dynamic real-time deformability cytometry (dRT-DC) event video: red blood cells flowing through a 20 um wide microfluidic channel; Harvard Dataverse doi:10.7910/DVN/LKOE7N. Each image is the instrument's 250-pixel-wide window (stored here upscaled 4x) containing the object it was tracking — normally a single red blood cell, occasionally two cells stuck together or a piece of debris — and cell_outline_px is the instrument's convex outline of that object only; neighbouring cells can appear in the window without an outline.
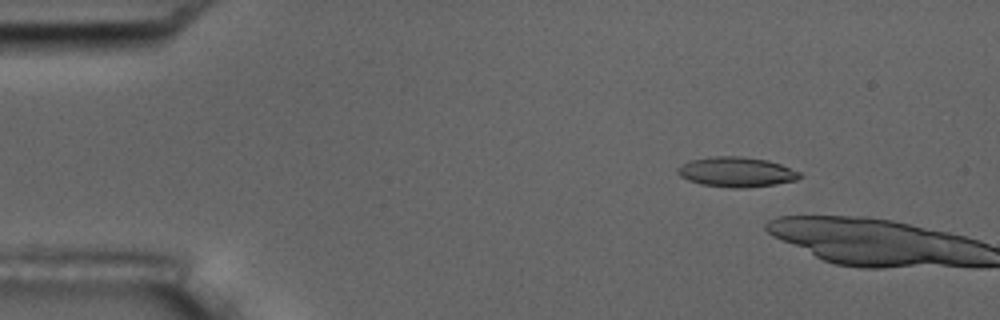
{"species": "common noctule bat (a hibernating species)", "species_latin": "Nyctalus noctula", "temperature_condition": "room temperature", "stored_images_in_passage": 4, "camera_frame_rate_fps": 3000, "um_per_image_px": 0.085, "animal": {"sex": "male", "body_mass_g": 17.5, "forearm_length_mm": 52.3}, "frame": {"image": 1, "passage_image": 3, "time_ms": 2.333, "image_size_px": [1000, 320], "cell_outline_px": [[804, 176], [796, 180], [776, 184], [740, 188], [732, 188], [700, 184], [688, 180], [680, 176], [676, 172], [676, 168], [680, 164], [688, 160], [712, 156], [740, 156], [768, 160], [780, 164], [800, 172]], "centroid_in_image_um": [62.56, 14.61], "position_along_channel_um": 22.4, "area_um2": 21.5}}